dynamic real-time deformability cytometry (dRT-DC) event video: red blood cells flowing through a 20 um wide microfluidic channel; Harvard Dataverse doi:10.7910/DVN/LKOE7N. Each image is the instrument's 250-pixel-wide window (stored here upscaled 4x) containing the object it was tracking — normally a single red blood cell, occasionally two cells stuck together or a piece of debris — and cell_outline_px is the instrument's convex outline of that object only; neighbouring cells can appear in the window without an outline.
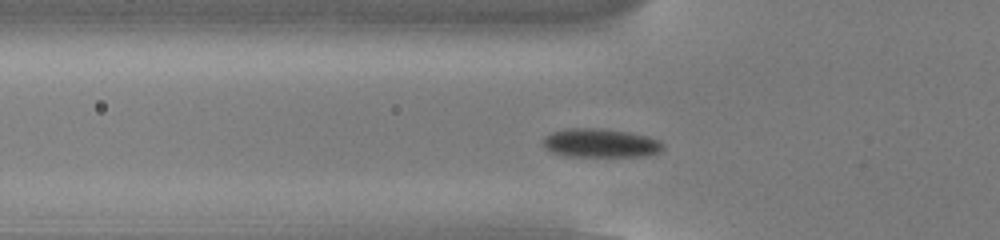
{"species": "common noctule bat (a hibernating species)", "species_latin": "Nyctalus noctula", "temperature_condition": "cold", "stored_images_in_passage": 45, "camera_frame_rate_fps": 3000, "um_per_image_px": 0.085, "animal": {"sex": "male", "body_mass_g": 13.0, "forearm_length_mm": 53.1}, "frame": {"image": 1, "passage_image": 10, "time_ms": 3.0, "image_size_px": [1000, 240], "cell_outline_px": [[664, 148], [660, 152], [648, 156], [564, 156], [552, 152], [544, 148], [544, 136], [552, 132], [564, 128], [600, 128], [628, 132], [648, 136], [660, 140], [664, 144]], "centroid_in_image_um": [51.06, 12.16], "position_along_channel_um": 74.7, "area_um2": 20.35}}
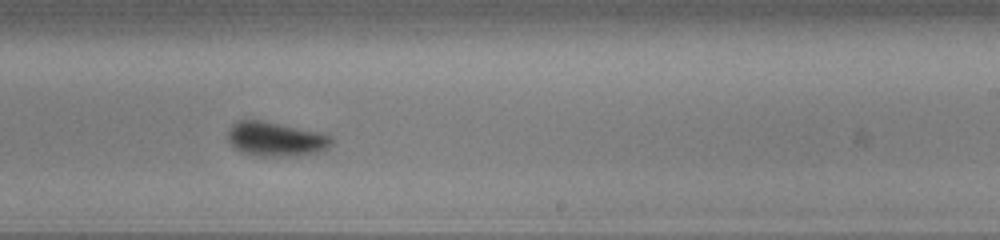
{"frame": {"image": 2, "passage_image": 25, "time_ms": 8.0, "image_size_px": [1000, 240], "cell_outline_px": [[332, 144], [328, 148], [316, 152], [296, 156], [260, 156], [244, 152], [236, 148], [228, 140], [228, 128], [236, 120], [260, 120], [320, 132], [332, 136]], "centroid_in_image_um": [23.44, 11.81], "position_along_channel_um": 265.6, "area_um2": 20.63}}
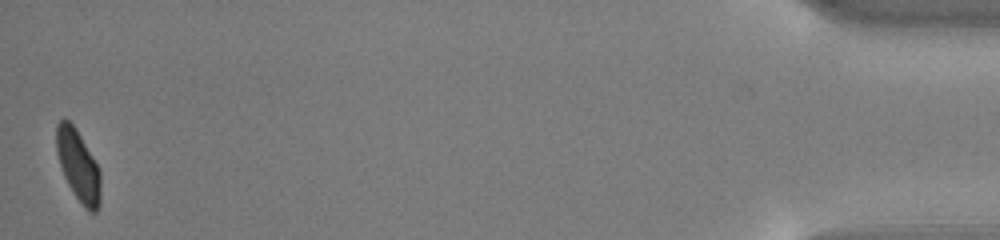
{"frame": {"image": 3, "passage_image": 45, "time_ms": 14.667, "image_size_px": [1000, 240], "cell_outline_px": [[100, 204], [96, 212], [88, 212], [84, 208], [68, 184], [64, 176], [56, 152], [56, 124], [60, 120], [68, 120], [76, 128], [100, 168]], "centroid_in_image_um": [6.66, 14.08], "position_along_channel_um": 428.5, "area_um2": 18.38}, "authors_computed_cell_mechanics": {"area_um2": 20.1144, "velocity_mm_per_s": 3.8201, "shape_relaxation_time_tau1_ms": 1.884, "shape_relaxation_time_tau2_ms": null, "deformation_change_tau1": 0.0964, "deformation_change_tau2": null}}